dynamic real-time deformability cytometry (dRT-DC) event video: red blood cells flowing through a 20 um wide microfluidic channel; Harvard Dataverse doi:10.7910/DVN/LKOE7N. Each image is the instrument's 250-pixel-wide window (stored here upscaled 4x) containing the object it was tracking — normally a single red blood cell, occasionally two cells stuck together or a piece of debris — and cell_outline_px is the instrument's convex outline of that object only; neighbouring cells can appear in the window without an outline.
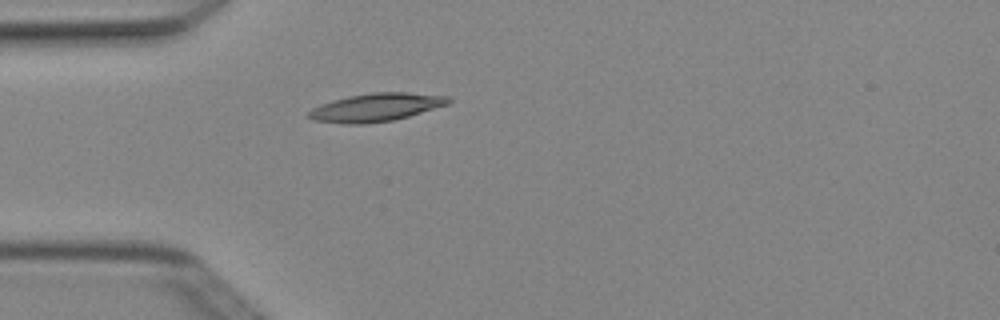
{"species": "Egyptian fruit bat (a non-hibernating species)", "species_latin": "Rousettus aegyptiacus", "temperature_condition": "cold", "stored_images_in_passage": 2, "camera_frame_rate_fps": 3000, "um_per_image_px": 0.085, "animal": {"sex": "female"}, "frame": {"image": 1, "passage_image": 2, "time_ms": 0.333, "image_size_px": [1000, 320], "cell_outline_px": [[452, 100], [448, 104], [408, 116], [392, 120], [364, 124], [344, 124], [312, 120], [304, 116], [312, 108], [320, 104], [332, 100], [348, 96], [372, 92], [408, 92], [448, 96]], "centroid_in_image_um": [31.9, 9.12], "position_along_channel_um": 53.1, "area_um2": 23.0}}